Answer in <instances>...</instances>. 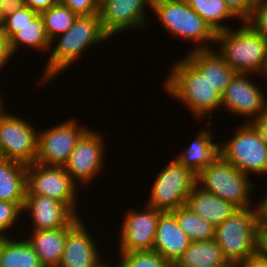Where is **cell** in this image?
<instances>
[{"instance_id":"obj_31","label":"cell","mask_w":267,"mask_h":267,"mask_svg":"<svg viewBox=\"0 0 267 267\" xmlns=\"http://www.w3.org/2000/svg\"><path fill=\"white\" fill-rule=\"evenodd\" d=\"M24 204L0 200V240L12 237L9 231L15 228L17 219L23 216Z\"/></svg>"},{"instance_id":"obj_15","label":"cell","mask_w":267,"mask_h":267,"mask_svg":"<svg viewBox=\"0 0 267 267\" xmlns=\"http://www.w3.org/2000/svg\"><path fill=\"white\" fill-rule=\"evenodd\" d=\"M153 0H100V19L104 31L110 36L148 27L146 6L152 8Z\"/></svg>"},{"instance_id":"obj_14","label":"cell","mask_w":267,"mask_h":267,"mask_svg":"<svg viewBox=\"0 0 267 267\" xmlns=\"http://www.w3.org/2000/svg\"><path fill=\"white\" fill-rule=\"evenodd\" d=\"M126 212L121 223L119 252H137L153 250L157 224L162 210L145 204L144 209Z\"/></svg>"},{"instance_id":"obj_33","label":"cell","mask_w":267,"mask_h":267,"mask_svg":"<svg viewBox=\"0 0 267 267\" xmlns=\"http://www.w3.org/2000/svg\"><path fill=\"white\" fill-rule=\"evenodd\" d=\"M246 23L267 39V0L254 2L251 16Z\"/></svg>"},{"instance_id":"obj_32","label":"cell","mask_w":267,"mask_h":267,"mask_svg":"<svg viewBox=\"0 0 267 267\" xmlns=\"http://www.w3.org/2000/svg\"><path fill=\"white\" fill-rule=\"evenodd\" d=\"M38 13L20 0L2 12L1 26H23L34 19Z\"/></svg>"},{"instance_id":"obj_27","label":"cell","mask_w":267,"mask_h":267,"mask_svg":"<svg viewBox=\"0 0 267 267\" xmlns=\"http://www.w3.org/2000/svg\"><path fill=\"white\" fill-rule=\"evenodd\" d=\"M170 212L191 242L214 239L215 226L194 213L188 206H180Z\"/></svg>"},{"instance_id":"obj_39","label":"cell","mask_w":267,"mask_h":267,"mask_svg":"<svg viewBox=\"0 0 267 267\" xmlns=\"http://www.w3.org/2000/svg\"><path fill=\"white\" fill-rule=\"evenodd\" d=\"M12 56L9 51L8 42L6 38L0 33V73L2 68L7 65V62L11 60Z\"/></svg>"},{"instance_id":"obj_28","label":"cell","mask_w":267,"mask_h":267,"mask_svg":"<svg viewBox=\"0 0 267 267\" xmlns=\"http://www.w3.org/2000/svg\"><path fill=\"white\" fill-rule=\"evenodd\" d=\"M186 3L217 33L229 29L225 25L228 20L235 16L227 8L224 0H185Z\"/></svg>"},{"instance_id":"obj_29","label":"cell","mask_w":267,"mask_h":267,"mask_svg":"<svg viewBox=\"0 0 267 267\" xmlns=\"http://www.w3.org/2000/svg\"><path fill=\"white\" fill-rule=\"evenodd\" d=\"M40 15L43 19L46 34L50 41L56 36L65 33L72 26L78 16L69 7L62 3H57L48 10L41 12Z\"/></svg>"},{"instance_id":"obj_12","label":"cell","mask_w":267,"mask_h":267,"mask_svg":"<svg viewBox=\"0 0 267 267\" xmlns=\"http://www.w3.org/2000/svg\"><path fill=\"white\" fill-rule=\"evenodd\" d=\"M105 153L104 136L89 128L77 141L63 167L78 187L79 184L88 187L87 184L103 171Z\"/></svg>"},{"instance_id":"obj_19","label":"cell","mask_w":267,"mask_h":267,"mask_svg":"<svg viewBox=\"0 0 267 267\" xmlns=\"http://www.w3.org/2000/svg\"><path fill=\"white\" fill-rule=\"evenodd\" d=\"M185 56L222 95L237 74L224 60L223 55L210 48L186 52Z\"/></svg>"},{"instance_id":"obj_18","label":"cell","mask_w":267,"mask_h":267,"mask_svg":"<svg viewBox=\"0 0 267 267\" xmlns=\"http://www.w3.org/2000/svg\"><path fill=\"white\" fill-rule=\"evenodd\" d=\"M190 242L175 216L170 211L162 212L157 224L153 250L170 263H175L189 247Z\"/></svg>"},{"instance_id":"obj_26","label":"cell","mask_w":267,"mask_h":267,"mask_svg":"<svg viewBox=\"0 0 267 267\" xmlns=\"http://www.w3.org/2000/svg\"><path fill=\"white\" fill-rule=\"evenodd\" d=\"M22 237L0 240V267H44L35 250Z\"/></svg>"},{"instance_id":"obj_25","label":"cell","mask_w":267,"mask_h":267,"mask_svg":"<svg viewBox=\"0 0 267 267\" xmlns=\"http://www.w3.org/2000/svg\"><path fill=\"white\" fill-rule=\"evenodd\" d=\"M184 267H225L229 262L215 239L190 242L176 262Z\"/></svg>"},{"instance_id":"obj_17","label":"cell","mask_w":267,"mask_h":267,"mask_svg":"<svg viewBox=\"0 0 267 267\" xmlns=\"http://www.w3.org/2000/svg\"><path fill=\"white\" fill-rule=\"evenodd\" d=\"M24 212L31 217L32 231L67 227L77 218L65 204L42 195H26Z\"/></svg>"},{"instance_id":"obj_7","label":"cell","mask_w":267,"mask_h":267,"mask_svg":"<svg viewBox=\"0 0 267 267\" xmlns=\"http://www.w3.org/2000/svg\"><path fill=\"white\" fill-rule=\"evenodd\" d=\"M238 128V130H237ZM236 133L219 142V154L247 176L267 174V140L256 123H242Z\"/></svg>"},{"instance_id":"obj_41","label":"cell","mask_w":267,"mask_h":267,"mask_svg":"<svg viewBox=\"0 0 267 267\" xmlns=\"http://www.w3.org/2000/svg\"><path fill=\"white\" fill-rule=\"evenodd\" d=\"M260 233V250L267 255V232Z\"/></svg>"},{"instance_id":"obj_11","label":"cell","mask_w":267,"mask_h":267,"mask_svg":"<svg viewBox=\"0 0 267 267\" xmlns=\"http://www.w3.org/2000/svg\"><path fill=\"white\" fill-rule=\"evenodd\" d=\"M89 128L72 118L50 129L39 131L35 162L48 166H64L77 141Z\"/></svg>"},{"instance_id":"obj_49","label":"cell","mask_w":267,"mask_h":267,"mask_svg":"<svg viewBox=\"0 0 267 267\" xmlns=\"http://www.w3.org/2000/svg\"><path fill=\"white\" fill-rule=\"evenodd\" d=\"M57 3H61L63 0H55Z\"/></svg>"},{"instance_id":"obj_36","label":"cell","mask_w":267,"mask_h":267,"mask_svg":"<svg viewBox=\"0 0 267 267\" xmlns=\"http://www.w3.org/2000/svg\"><path fill=\"white\" fill-rule=\"evenodd\" d=\"M267 193V192H266ZM255 204L258 211L259 232H267V194Z\"/></svg>"},{"instance_id":"obj_21","label":"cell","mask_w":267,"mask_h":267,"mask_svg":"<svg viewBox=\"0 0 267 267\" xmlns=\"http://www.w3.org/2000/svg\"><path fill=\"white\" fill-rule=\"evenodd\" d=\"M81 219L77 217L69 226L29 232L26 240L39 256L44 267H57L65 248L68 231Z\"/></svg>"},{"instance_id":"obj_3","label":"cell","mask_w":267,"mask_h":267,"mask_svg":"<svg viewBox=\"0 0 267 267\" xmlns=\"http://www.w3.org/2000/svg\"><path fill=\"white\" fill-rule=\"evenodd\" d=\"M240 27L217 32L215 43L225 62L237 74L261 76L267 64V39L246 22ZM234 29V30H233Z\"/></svg>"},{"instance_id":"obj_40","label":"cell","mask_w":267,"mask_h":267,"mask_svg":"<svg viewBox=\"0 0 267 267\" xmlns=\"http://www.w3.org/2000/svg\"><path fill=\"white\" fill-rule=\"evenodd\" d=\"M256 124L262 129L264 136L266 137L267 140V107L264 110L260 119L256 122Z\"/></svg>"},{"instance_id":"obj_38","label":"cell","mask_w":267,"mask_h":267,"mask_svg":"<svg viewBox=\"0 0 267 267\" xmlns=\"http://www.w3.org/2000/svg\"><path fill=\"white\" fill-rule=\"evenodd\" d=\"M242 267H267V255L258 250L248 260L241 264Z\"/></svg>"},{"instance_id":"obj_44","label":"cell","mask_w":267,"mask_h":267,"mask_svg":"<svg viewBox=\"0 0 267 267\" xmlns=\"http://www.w3.org/2000/svg\"><path fill=\"white\" fill-rule=\"evenodd\" d=\"M2 10H0V33H1V22H2Z\"/></svg>"},{"instance_id":"obj_9","label":"cell","mask_w":267,"mask_h":267,"mask_svg":"<svg viewBox=\"0 0 267 267\" xmlns=\"http://www.w3.org/2000/svg\"><path fill=\"white\" fill-rule=\"evenodd\" d=\"M78 186L63 166L34 162L26 167V195H42L65 204L77 217Z\"/></svg>"},{"instance_id":"obj_1","label":"cell","mask_w":267,"mask_h":267,"mask_svg":"<svg viewBox=\"0 0 267 267\" xmlns=\"http://www.w3.org/2000/svg\"><path fill=\"white\" fill-rule=\"evenodd\" d=\"M170 67V74L164 80L166 94L180 101L196 119L208 114L211 129L213 111L221 109L222 95L184 55Z\"/></svg>"},{"instance_id":"obj_2","label":"cell","mask_w":267,"mask_h":267,"mask_svg":"<svg viewBox=\"0 0 267 267\" xmlns=\"http://www.w3.org/2000/svg\"><path fill=\"white\" fill-rule=\"evenodd\" d=\"M110 38L103 29L99 13L77 16L65 33L56 36L51 41L50 50L52 51L49 53L44 71H42L44 73L39 80L42 84L52 81L59 73L80 60L82 54L86 53L85 51L91 46H98Z\"/></svg>"},{"instance_id":"obj_20","label":"cell","mask_w":267,"mask_h":267,"mask_svg":"<svg viewBox=\"0 0 267 267\" xmlns=\"http://www.w3.org/2000/svg\"><path fill=\"white\" fill-rule=\"evenodd\" d=\"M1 33L8 42L13 58L22 46L27 49L39 50L40 53L50 51L51 41L46 34L40 14L23 26H1Z\"/></svg>"},{"instance_id":"obj_6","label":"cell","mask_w":267,"mask_h":267,"mask_svg":"<svg viewBox=\"0 0 267 267\" xmlns=\"http://www.w3.org/2000/svg\"><path fill=\"white\" fill-rule=\"evenodd\" d=\"M253 181L220 154L197 175L199 187L233 203L239 209L256 206L253 205L256 204L253 203L254 197H251L256 189Z\"/></svg>"},{"instance_id":"obj_10","label":"cell","mask_w":267,"mask_h":267,"mask_svg":"<svg viewBox=\"0 0 267 267\" xmlns=\"http://www.w3.org/2000/svg\"><path fill=\"white\" fill-rule=\"evenodd\" d=\"M4 107L0 106V157L33 164L37 157L39 130L20 116L4 111Z\"/></svg>"},{"instance_id":"obj_45","label":"cell","mask_w":267,"mask_h":267,"mask_svg":"<svg viewBox=\"0 0 267 267\" xmlns=\"http://www.w3.org/2000/svg\"><path fill=\"white\" fill-rule=\"evenodd\" d=\"M262 76H265V78H267V64H266V68H265L264 73H263Z\"/></svg>"},{"instance_id":"obj_37","label":"cell","mask_w":267,"mask_h":267,"mask_svg":"<svg viewBox=\"0 0 267 267\" xmlns=\"http://www.w3.org/2000/svg\"><path fill=\"white\" fill-rule=\"evenodd\" d=\"M38 14L57 4L55 0H20Z\"/></svg>"},{"instance_id":"obj_4","label":"cell","mask_w":267,"mask_h":267,"mask_svg":"<svg viewBox=\"0 0 267 267\" xmlns=\"http://www.w3.org/2000/svg\"><path fill=\"white\" fill-rule=\"evenodd\" d=\"M214 239L229 263L242 264L260 249L257 206L237 210L215 227Z\"/></svg>"},{"instance_id":"obj_43","label":"cell","mask_w":267,"mask_h":267,"mask_svg":"<svg viewBox=\"0 0 267 267\" xmlns=\"http://www.w3.org/2000/svg\"><path fill=\"white\" fill-rule=\"evenodd\" d=\"M225 267H242L239 263H228Z\"/></svg>"},{"instance_id":"obj_13","label":"cell","mask_w":267,"mask_h":267,"mask_svg":"<svg viewBox=\"0 0 267 267\" xmlns=\"http://www.w3.org/2000/svg\"><path fill=\"white\" fill-rule=\"evenodd\" d=\"M250 74H236L222 94L223 109L235 117H245L244 123H256L267 107L266 92Z\"/></svg>"},{"instance_id":"obj_47","label":"cell","mask_w":267,"mask_h":267,"mask_svg":"<svg viewBox=\"0 0 267 267\" xmlns=\"http://www.w3.org/2000/svg\"><path fill=\"white\" fill-rule=\"evenodd\" d=\"M171 267H184V266H179L176 262L175 263H172V266Z\"/></svg>"},{"instance_id":"obj_5","label":"cell","mask_w":267,"mask_h":267,"mask_svg":"<svg viewBox=\"0 0 267 267\" xmlns=\"http://www.w3.org/2000/svg\"><path fill=\"white\" fill-rule=\"evenodd\" d=\"M151 11L167 33L197 44L190 51L213 47L217 33L185 0H153Z\"/></svg>"},{"instance_id":"obj_22","label":"cell","mask_w":267,"mask_h":267,"mask_svg":"<svg viewBox=\"0 0 267 267\" xmlns=\"http://www.w3.org/2000/svg\"><path fill=\"white\" fill-rule=\"evenodd\" d=\"M195 136L196 139L185 150L182 149L175 159L198 175L219 155V143L214 142L212 129H200Z\"/></svg>"},{"instance_id":"obj_34","label":"cell","mask_w":267,"mask_h":267,"mask_svg":"<svg viewBox=\"0 0 267 267\" xmlns=\"http://www.w3.org/2000/svg\"><path fill=\"white\" fill-rule=\"evenodd\" d=\"M61 3L78 16L92 15L100 10V0H63Z\"/></svg>"},{"instance_id":"obj_46","label":"cell","mask_w":267,"mask_h":267,"mask_svg":"<svg viewBox=\"0 0 267 267\" xmlns=\"http://www.w3.org/2000/svg\"><path fill=\"white\" fill-rule=\"evenodd\" d=\"M0 95L3 96V94L0 93ZM0 106H4V103H3V100H2V97L0 96Z\"/></svg>"},{"instance_id":"obj_48","label":"cell","mask_w":267,"mask_h":267,"mask_svg":"<svg viewBox=\"0 0 267 267\" xmlns=\"http://www.w3.org/2000/svg\"><path fill=\"white\" fill-rule=\"evenodd\" d=\"M112 265L113 264H111V265L110 264L109 265L107 264L105 267H117L116 265L115 266H112Z\"/></svg>"},{"instance_id":"obj_42","label":"cell","mask_w":267,"mask_h":267,"mask_svg":"<svg viewBox=\"0 0 267 267\" xmlns=\"http://www.w3.org/2000/svg\"><path fill=\"white\" fill-rule=\"evenodd\" d=\"M19 0H0V10L4 11L10 6L17 3Z\"/></svg>"},{"instance_id":"obj_23","label":"cell","mask_w":267,"mask_h":267,"mask_svg":"<svg viewBox=\"0 0 267 267\" xmlns=\"http://www.w3.org/2000/svg\"><path fill=\"white\" fill-rule=\"evenodd\" d=\"M186 206L215 227L239 210L233 203L204 191L198 185L190 193Z\"/></svg>"},{"instance_id":"obj_30","label":"cell","mask_w":267,"mask_h":267,"mask_svg":"<svg viewBox=\"0 0 267 267\" xmlns=\"http://www.w3.org/2000/svg\"><path fill=\"white\" fill-rule=\"evenodd\" d=\"M117 267H171L172 263L154 250L137 252H119Z\"/></svg>"},{"instance_id":"obj_35","label":"cell","mask_w":267,"mask_h":267,"mask_svg":"<svg viewBox=\"0 0 267 267\" xmlns=\"http://www.w3.org/2000/svg\"><path fill=\"white\" fill-rule=\"evenodd\" d=\"M230 12L241 22H246L254 7L253 0H224Z\"/></svg>"},{"instance_id":"obj_8","label":"cell","mask_w":267,"mask_h":267,"mask_svg":"<svg viewBox=\"0 0 267 267\" xmlns=\"http://www.w3.org/2000/svg\"><path fill=\"white\" fill-rule=\"evenodd\" d=\"M196 185L197 175L174 158L155 177L145 204L163 212L175 210L186 205Z\"/></svg>"},{"instance_id":"obj_24","label":"cell","mask_w":267,"mask_h":267,"mask_svg":"<svg viewBox=\"0 0 267 267\" xmlns=\"http://www.w3.org/2000/svg\"><path fill=\"white\" fill-rule=\"evenodd\" d=\"M26 167L25 164L0 157V200L25 203Z\"/></svg>"},{"instance_id":"obj_16","label":"cell","mask_w":267,"mask_h":267,"mask_svg":"<svg viewBox=\"0 0 267 267\" xmlns=\"http://www.w3.org/2000/svg\"><path fill=\"white\" fill-rule=\"evenodd\" d=\"M88 229V230H87ZM81 218L67 233L64 252L57 267H105L96 240ZM92 235V236H91Z\"/></svg>"}]
</instances>
